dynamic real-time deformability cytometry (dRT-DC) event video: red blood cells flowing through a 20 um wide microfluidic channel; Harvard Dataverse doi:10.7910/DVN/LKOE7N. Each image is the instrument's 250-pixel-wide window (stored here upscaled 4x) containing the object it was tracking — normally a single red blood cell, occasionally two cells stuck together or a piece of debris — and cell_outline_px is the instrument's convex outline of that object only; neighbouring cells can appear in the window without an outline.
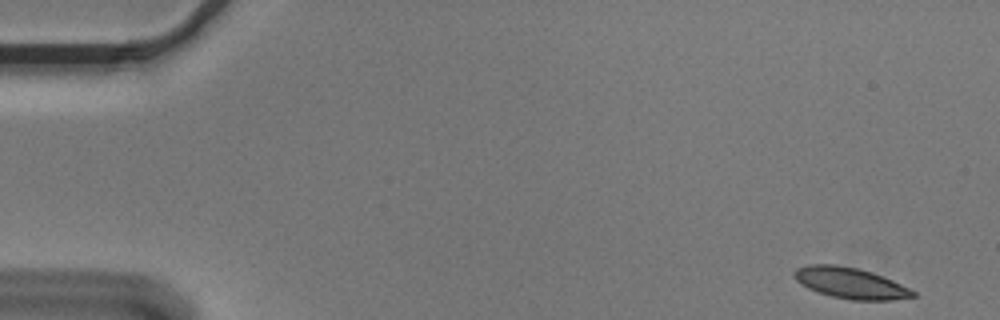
{"species": "Egyptian fruit bat (a non-hibernating species)", "species_latin": "Rousettus aegyptiacus", "temperature_condition": "cold", "stored_images_in_passage": 54, "camera_frame_rate_fps": 3000, "um_per_image_px": 0.085, "animal": {"sex": "male"}, "frame": {"image": 1, "passage_image": 1, "time_ms": 0.0, "image_size_px": [1000, 320], "cell_outline_px": [[916, 296], [892, 300], [852, 300], [832, 296], [816, 292], [800, 284], [792, 276], [792, 272], [796, 268], [808, 264], [836, 264], [856, 268], [872, 272], [892, 280], [916, 292]], "centroid_in_image_um": [72.23, 24.05], "position_along_channel_um": 12.8, "area_um2": 21.5}}
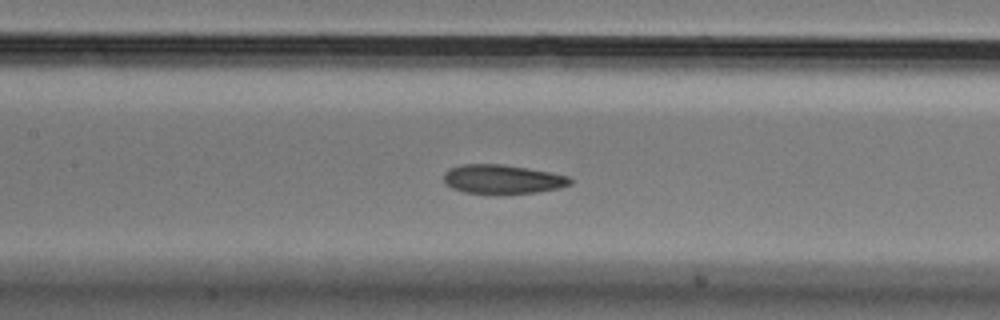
{"frame": {"image": 2, "passage_image": 24, "time_ms": 7.667, "image_size_px": [1000, 320], "cell_outline_px": [[572, 184], [560, 188], [536, 192], [504, 196], [496, 196], [464, 192], [452, 188], [444, 184], [444, 172], [448, 168], [460, 164], [504, 164], [528, 168], [568, 176], [572, 180]], "centroid_in_image_um": [42.67, 15.27], "position_along_channel_um": 164.7, "area_um2": 22.25}}
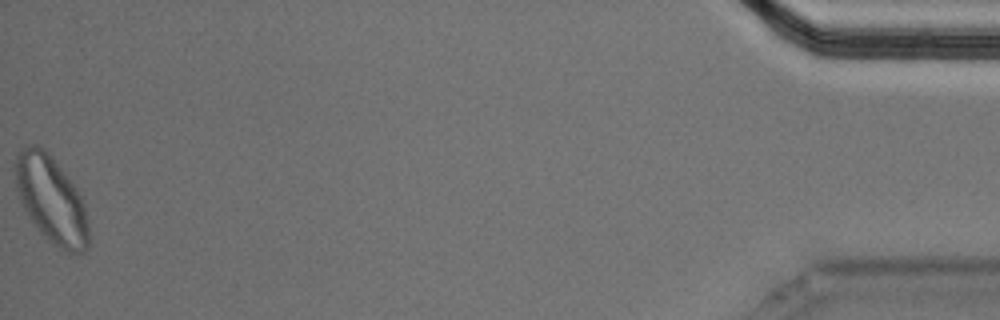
{"frame": {"image": 3, "passage_image": 54, "time_ms": 17.667, "image_size_px": [1000, 320], "cell_outline_px": [[88, 248], [84, 252], [68, 252], [52, 244], [40, 232], [28, 216], [20, 200], [16, 188], [12, 164], [20, 148], [28, 144], [36, 144], [48, 152], [52, 156], [76, 188], [84, 204], [88, 220]], "centroid_in_image_um": [4.32, 16.93], "position_along_channel_um": 430.9, "area_um2": 37.45}, "authors_computed_cell_mechanics": {"area_um2": 22.1952, "velocity_mm_per_s": 3.593, "shape_relaxation_time_tau1_ms": 4.3728, "shape_relaxation_time_tau2_ms": 5.2723, "deformation_change_tau1": 0.1097, "deformation_change_tau2": 0.0936}}